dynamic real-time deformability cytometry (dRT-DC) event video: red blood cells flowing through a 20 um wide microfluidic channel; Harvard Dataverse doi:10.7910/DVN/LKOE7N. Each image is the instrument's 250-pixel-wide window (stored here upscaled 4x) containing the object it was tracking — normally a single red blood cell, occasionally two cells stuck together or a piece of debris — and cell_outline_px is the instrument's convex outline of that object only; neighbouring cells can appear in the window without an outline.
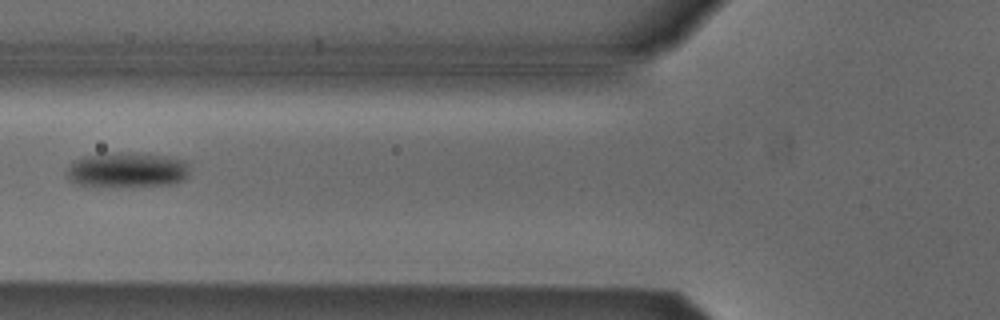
{"species": "Egyptian fruit bat (a non-hibernating species)", "species_latin": "Rousettus aegyptiacus", "temperature_condition": "cold", "stored_images_in_passage": 6, "camera_frame_rate_fps": 3000, "um_per_image_px": 0.085, "animal": {"sex": "male"}, "frame": {"image": 1, "passage_image": 5, "time_ms": 5.667, "image_size_px": [1000, 320], "cell_outline_px": [[188, 176], [184, 180], [172, 184], [72, 184], [68, 180], [64, 172], [72, 160], [84, 156], [120, 152], [128, 152], [168, 156], [184, 160], [188, 164]], "centroid_in_image_um": [10.77, 14.4], "position_along_channel_um": 115.0, "area_um2": 24.62}}
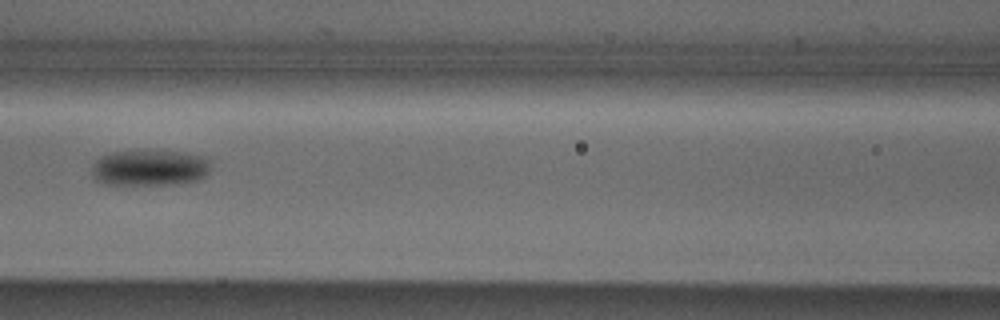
{"frame": {"image": 2, "passage_image": 6, "time_ms": 6.667, "image_size_px": [1000, 320], "cell_outline_px": [[212, 168], [208, 176], [200, 180], [176, 184], [104, 184], [96, 180], [92, 172], [92, 168], [96, 160], [100, 156], [112, 152], [144, 148], [184, 152], [208, 156], [212, 160]], "centroid_in_image_um": [12.83, 14.22], "position_along_channel_um": 153.8, "area_um2": 26.18}}